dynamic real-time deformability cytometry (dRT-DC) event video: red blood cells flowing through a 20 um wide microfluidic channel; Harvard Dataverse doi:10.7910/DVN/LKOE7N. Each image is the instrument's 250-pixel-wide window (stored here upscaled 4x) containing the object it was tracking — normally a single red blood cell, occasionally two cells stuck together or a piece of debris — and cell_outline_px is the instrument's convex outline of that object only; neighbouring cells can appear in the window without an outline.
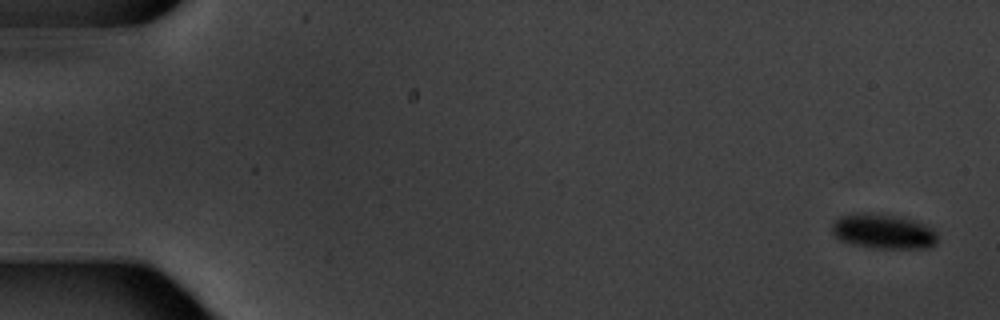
{"species": "common noctule bat (a hibernating species)", "species_latin": "Nyctalus noctula", "temperature_condition": "warm", "stored_images_in_passage": 9, "camera_frame_rate_fps": 3000, "um_per_image_px": 0.085, "animal": {"sex": "male", "body_mass_g": 20.1, "forearm_length_mm": 53.5}, "frame": {"image": 1, "passage_image": 1, "time_ms": 0.0, "image_size_px": [1000, 320], "cell_outline_px": [[936, 244], [928, 248], [876, 248], [856, 244], [840, 240], [832, 232], [832, 224], [840, 216], [852, 212], [872, 212], [904, 216], [928, 224], [936, 232]], "centroid_in_image_um": [75.11, 19.63], "position_along_channel_um": 9.9, "area_um2": 21.85}}
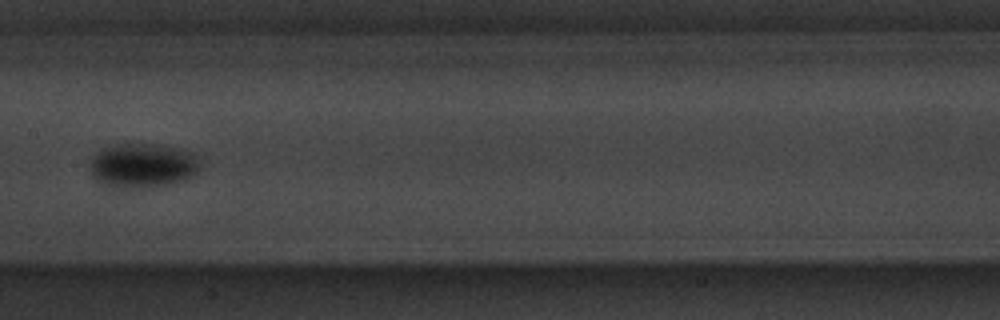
{"frame": {"image": 2, "passage_image": 9, "time_ms": 9.667, "image_size_px": [1000, 320], "cell_outline_px": [[200, 168], [192, 176], [184, 180], [168, 184], [104, 184], [96, 180], [92, 176], [88, 168], [88, 164], [92, 156], [96, 152], [112, 144], [156, 144], [184, 148], [192, 152], [196, 156], [200, 164]], "centroid_in_image_um": [12.13, 13.97], "position_along_channel_um": 195.3, "area_um2": 27.74}}